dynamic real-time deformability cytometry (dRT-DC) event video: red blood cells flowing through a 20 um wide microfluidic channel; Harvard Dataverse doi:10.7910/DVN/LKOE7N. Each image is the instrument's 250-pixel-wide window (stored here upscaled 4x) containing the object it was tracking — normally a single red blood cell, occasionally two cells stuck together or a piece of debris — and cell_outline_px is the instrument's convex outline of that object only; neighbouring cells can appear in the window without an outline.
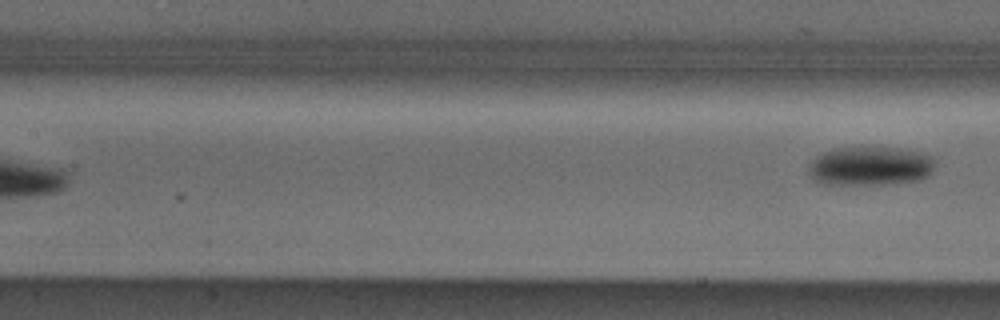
{"species": "Egyptian fruit bat (a non-hibernating species)", "species_latin": "Rousettus aegyptiacus", "temperature_condition": "cold", "stored_images_in_passage": 7, "segment_of_instrument_passage": [2, 2], "camera_frame_rate_fps": 3000, "um_per_image_px": 0.085, "animal": {"sex": "male"}, "frame": {"image": 1, "passage_image": 7, "time_ms": 7.333, "image_size_px": [1000, 320], "cell_outline_px": [[936, 164], [932, 172], [928, 176], [920, 180], [888, 184], [824, 184], [812, 180], [808, 176], [808, 164], [816, 156], [832, 148], [864, 144], [900, 148], [920, 152], [932, 156], [936, 160]], "centroid_in_image_um": [73.95, 14.07], "position_along_channel_um": 133.4, "area_um2": 30.11}}